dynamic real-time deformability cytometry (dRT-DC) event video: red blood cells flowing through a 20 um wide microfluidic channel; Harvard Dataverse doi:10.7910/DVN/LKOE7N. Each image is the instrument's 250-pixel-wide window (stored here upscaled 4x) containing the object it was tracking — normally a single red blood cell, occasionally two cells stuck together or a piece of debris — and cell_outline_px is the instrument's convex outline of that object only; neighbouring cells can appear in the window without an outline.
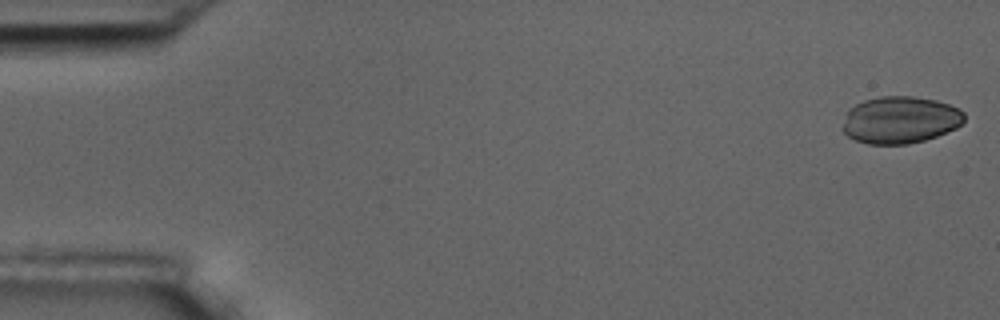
{"species": "common noctule bat (a hibernating species)", "species_latin": "Nyctalus noctula", "temperature_condition": "room temperature", "stored_images_in_passage": 6, "camera_frame_rate_fps": 3000, "um_per_image_px": 0.085, "animal": {"sex": "male", "body_mass_g": 17.5, "forearm_length_mm": 52.3}, "frame": {"image": 1, "passage_image": 1, "time_ms": 0.0, "image_size_px": [1000, 320], "cell_outline_px": [[964, 120], [956, 128], [936, 136], [924, 140], [908, 144], [868, 144], [856, 140], [848, 136], [844, 132], [844, 124], [848, 108], [864, 100], [880, 96], [912, 96], [936, 100], [960, 108], [964, 112]], "centroid_in_image_um": [76.53, 10.18], "position_along_channel_um": 8.5, "area_um2": 33.29}}